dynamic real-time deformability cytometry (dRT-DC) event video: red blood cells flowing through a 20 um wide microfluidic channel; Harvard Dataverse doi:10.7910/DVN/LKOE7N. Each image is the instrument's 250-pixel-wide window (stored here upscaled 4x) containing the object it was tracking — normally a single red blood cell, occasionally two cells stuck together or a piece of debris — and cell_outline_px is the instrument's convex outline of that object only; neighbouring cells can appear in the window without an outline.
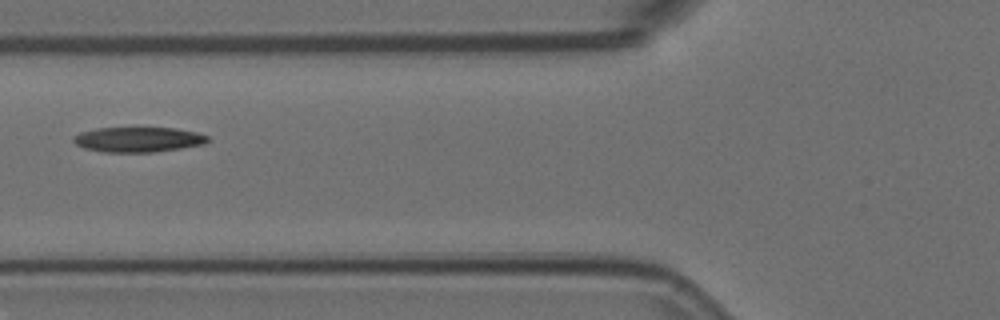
{"species": "Egyptian fruit bat (a non-hibernating species)", "species_latin": "Rousettus aegyptiacus", "temperature_condition": "room temperature", "stored_images_in_passage": 5, "camera_frame_rate_fps": 3000, "um_per_image_px": 0.085, "animal": {"sex": "female"}, "frame": {"image": 1, "passage_image": 5, "time_ms": 1.333, "image_size_px": [1000, 320], "cell_outline_px": [[208, 140], [204, 144], [180, 148], [152, 152], [104, 152], [84, 148], [76, 144], [72, 140], [80, 132], [96, 128], [176, 128], [196, 132], [208, 136]], "centroid_in_image_um": [11.74, 11.86], "position_along_channel_um": 114.1, "area_um2": 19.42}}